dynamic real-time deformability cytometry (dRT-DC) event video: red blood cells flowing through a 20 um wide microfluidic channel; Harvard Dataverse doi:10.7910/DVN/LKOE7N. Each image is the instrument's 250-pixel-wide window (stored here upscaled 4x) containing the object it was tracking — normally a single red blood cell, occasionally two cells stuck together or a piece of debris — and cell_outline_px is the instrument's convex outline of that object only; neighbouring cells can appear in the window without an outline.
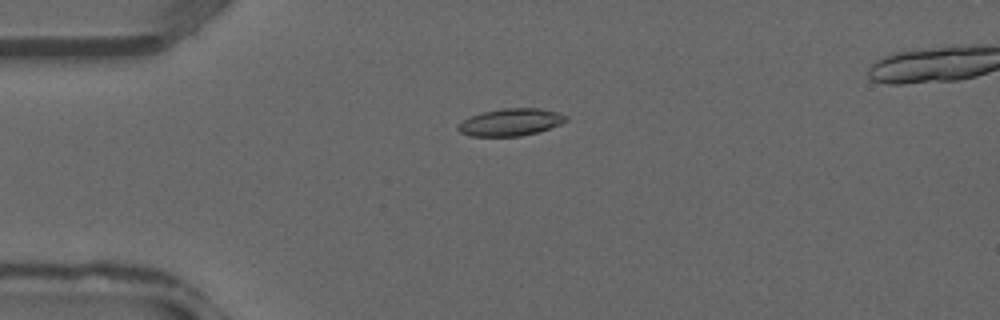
{"species": "common noctule bat (a hibernating species)", "species_latin": "Nyctalus noctula", "temperature_condition": "warm", "stored_images_in_passage": 29, "camera_frame_rate_fps": 3000, "um_per_image_px": 0.085, "animal": {"sex": "male", "forearm_length_mm": 52.5}, "frame": {"image": 1, "passage_image": 1, "time_ms": 0.0, "image_size_px": [1000, 320], "cell_outline_px": [[568, 120], [560, 124], [536, 132], [520, 136], [472, 136], [460, 132], [456, 128], [464, 120], [480, 112], [504, 108], [540, 108], [556, 112], [568, 116]], "centroid_in_image_um": [43.41, 10.38], "position_along_channel_um": 41.6, "area_um2": 16.94}}
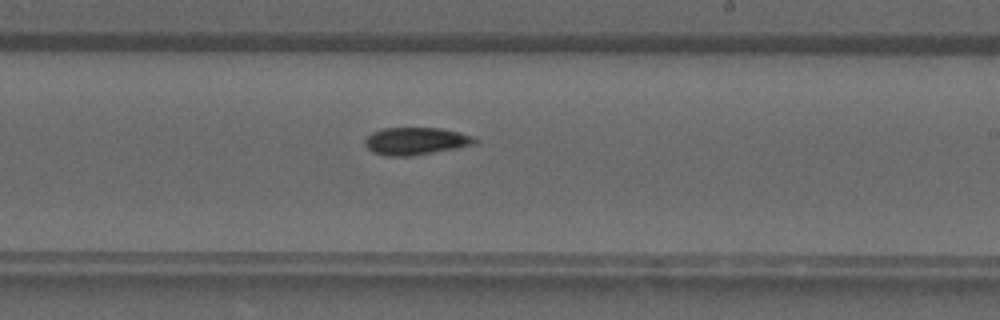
{"frame": {"image": 2, "passage_image": 14, "time_ms": 4.333, "image_size_px": [1000, 320], "cell_outline_px": [[480, 140], [476, 144], [456, 148], [412, 156], [388, 156], [372, 152], [364, 144], [364, 140], [372, 132], [384, 128], [440, 128], [460, 132], [472, 136]], "centroid_in_image_um": [35.36, 11.99], "position_along_channel_um": 253.6, "area_um2": 17.63}}
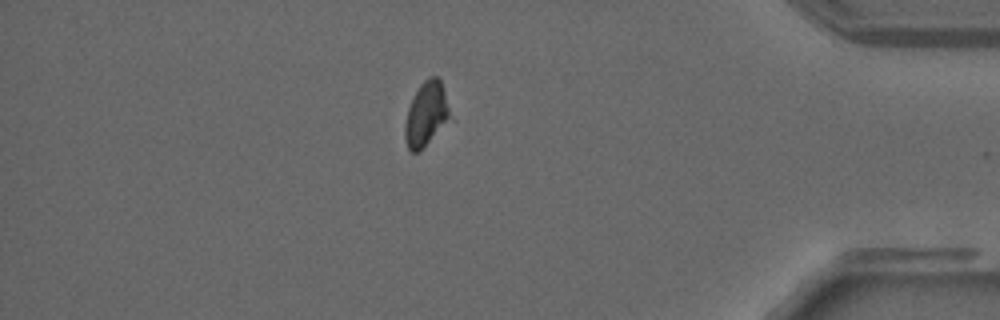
{"frame": {"image": 3, "passage_image": 24, "time_ms": 7.667, "image_size_px": [1000, 320], "cell_outline_px": [[452, 116], [420, 152], [412, 152], [408, 148], [404, 136], [404, 124], [408, 108], [420, 84], [428, 76], [436, 76], [440, 80]], "centroid_in_image_um": [36.21, 9.71], "position_along_channel_um": 399.0, "area_um2": 16.76}}